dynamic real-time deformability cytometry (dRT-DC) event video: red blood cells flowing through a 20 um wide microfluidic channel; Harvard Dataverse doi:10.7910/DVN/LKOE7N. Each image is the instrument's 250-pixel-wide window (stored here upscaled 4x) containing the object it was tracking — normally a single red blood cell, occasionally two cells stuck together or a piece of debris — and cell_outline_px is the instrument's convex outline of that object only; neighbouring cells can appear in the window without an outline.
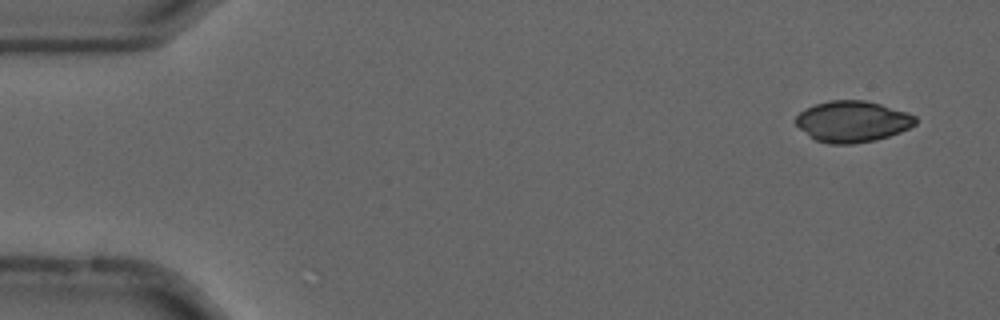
{"species": "common noctule bat (a hibernating species)", "species_latin": "Nyctalus noctula", "temperature_condition": "cold", "stored_images_in_passage": 54, "camera_frame_rate_fps": 3000, "um_per_image_px": 0.085, "animal": {"sex": "male", "forearm_length_mm": 52.5}, "frame": {"image": 1, "passage_image": 3, "time_ms": 0.667, "image_size_px": [1000, 320], "cell_outline_px": [[916, 124], [900, 132], [876, 140], [852, 144], [828, 144], [816, 140], [808, 136], [796, 124], [796, 116], [800, 112], [816, 104], [828, 100], [864, 100], [880, 104], [908, 112], [916, 116]], "centroid_in_image_um": [72.46, 10.33], "position_along_channel_um": 12.5, "area_um2": 28.67}}